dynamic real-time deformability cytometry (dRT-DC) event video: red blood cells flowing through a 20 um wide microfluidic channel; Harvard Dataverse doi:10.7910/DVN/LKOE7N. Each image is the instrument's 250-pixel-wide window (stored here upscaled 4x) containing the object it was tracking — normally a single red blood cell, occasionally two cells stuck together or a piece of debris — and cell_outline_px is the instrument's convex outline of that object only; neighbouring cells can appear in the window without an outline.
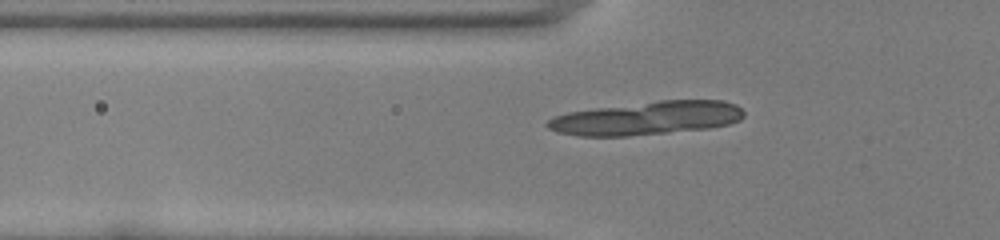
{"species": "common noctule bat (a hibernating species)", "species_latin": "Nyctalus noctula", "temperature_condition": "room temperature", "stored_images_in_passage": 55, "segment_of_instrument_passage": [2, 3], "camera_frame_rate_fps": 3000, "um_per_image_px": 0.085, "animal": {"sex": "female", "body_mass_g": 22.0, "forearm_length_mm": 56.7}, "frame": {"image": 1, "passage_image": 21, "time_ms": 6.667, "image_size_px": [1000, 240], "cell_outline_px": [[664, 128], [644, 132], [572, 132], [556, 128], [548, 124], [564, 116], [580, 112], [640, 112]], "centroid_in_image_um": [51.52, 10.41], "position_along_channel_um": 74.3, "area_um2": 13.35}}